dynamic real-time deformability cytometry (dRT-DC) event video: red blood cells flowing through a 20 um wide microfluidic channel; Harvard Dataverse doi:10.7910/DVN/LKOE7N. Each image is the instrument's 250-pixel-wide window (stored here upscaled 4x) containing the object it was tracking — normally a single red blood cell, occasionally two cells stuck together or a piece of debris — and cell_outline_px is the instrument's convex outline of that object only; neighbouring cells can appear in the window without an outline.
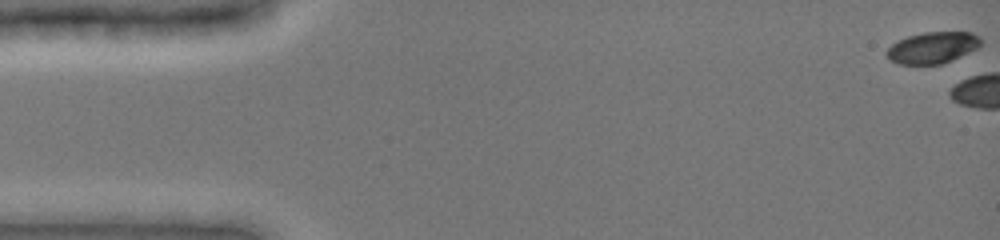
{"species": "common noctule bat (a hibernating species)", "species_latin": "Nyctalus noctula", "temperature_condition": "cold", "stored_images_in_passage": 3, "camera_frame_rate_fps": 3000, "um_per_image_px": 0.085, "animal": {"sex": "female", "body_mass_g": 19.0, "forearm_length_mm": 51.5}, "frame": {"image": 1, "passage_image": 1, "time_ms": 0.0, "image_size_px": [1000, 240], "cell_outline_px": [[980, 48], [944, 64], [900, 64], [888, 60], [884, 52], [892, 44], [908, 36], [924, 32], [972, 32], [980, 36]], "centroid_in_image_um": [79.29, 4.06], "position_along_channel_um": 5.7, "area_um2": 17.51}}